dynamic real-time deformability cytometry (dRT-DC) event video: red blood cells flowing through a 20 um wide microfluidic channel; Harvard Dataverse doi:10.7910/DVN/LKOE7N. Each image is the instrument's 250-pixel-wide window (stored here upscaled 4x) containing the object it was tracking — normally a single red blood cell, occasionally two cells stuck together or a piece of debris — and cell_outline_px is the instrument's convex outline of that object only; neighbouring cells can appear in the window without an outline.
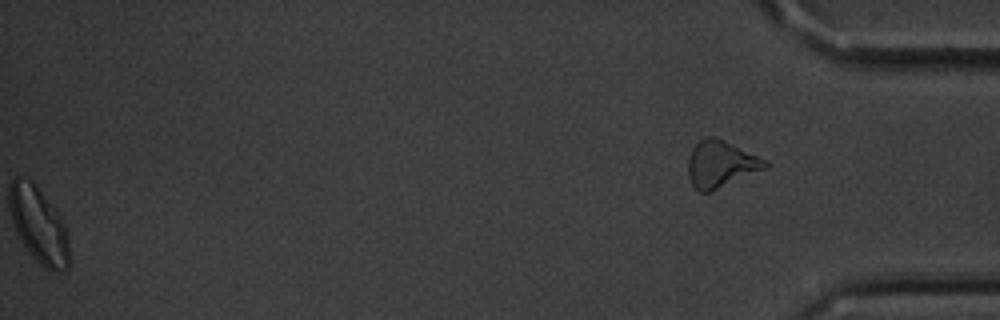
{"species": "common noctule bat (a hibernating species)", "species_latin": "Nyctalus noctula", "temperature_condition": "cold", "stored_images_in_passage": 55, "segment_of_instrument_passage": [2, 2], "camera_frame_rate_fps": 3000, "um_per_image_px": 0.085, "animal": {"sex": "male", "body_mass_g": 20.1, "forearm_length_mm": 53.5}, "frame": {"image": 1, "passage_image": 55, "time_ms": 18.0, "image_size_px": [1000, 320], "cell_outline_px": [[768, 168], [712, 192], [700, 192], [692, 184], [688, 176], [688, 156], [692, 148], [700, 140], [708, 136], [716, 136], [764, 160], [768, 164]], "centroid_in_image_um": [61.24, 13.97], "position_along_channel_um": 374.0, "area_um2": 20.98}}